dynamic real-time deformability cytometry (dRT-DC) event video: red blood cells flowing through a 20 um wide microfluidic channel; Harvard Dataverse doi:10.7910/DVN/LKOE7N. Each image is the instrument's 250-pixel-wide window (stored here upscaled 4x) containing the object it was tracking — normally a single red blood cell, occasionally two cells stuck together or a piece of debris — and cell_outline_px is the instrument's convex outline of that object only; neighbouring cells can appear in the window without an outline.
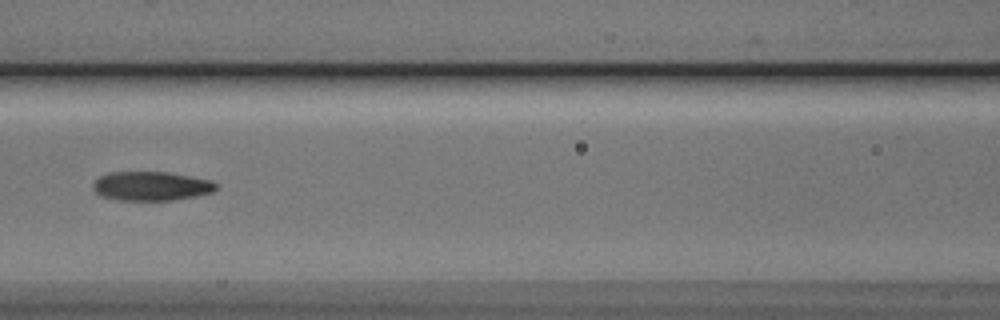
{"species": "Egyptian fruit bat (a non-hibernating species)", "species_latin": "Rousettus aegyptiacus", "temperature_condition": "cold", "stored_images_in_passage": 35, "camera_frame_rate_fps": 3000, "um_per_image_px": 0.085, "animal": {"sex": "male"}, "frame": {"image": 1, "passage_image": 10, "time_ms": 3.0, "image_size_px": [1000, 320], "cell_outline_px": [[216, 188], [212, 192], [196, 196], [172, 200], [116, 200], [100, 196], [92, 188], [92, 184], [100, 176], [108, 172], [168, 172], [208, 180], [216, 184]], "centroid_in_image_um": [12.79, 15.82], "position_along_channel_um": 153.8, "area_um2": 20.75}}
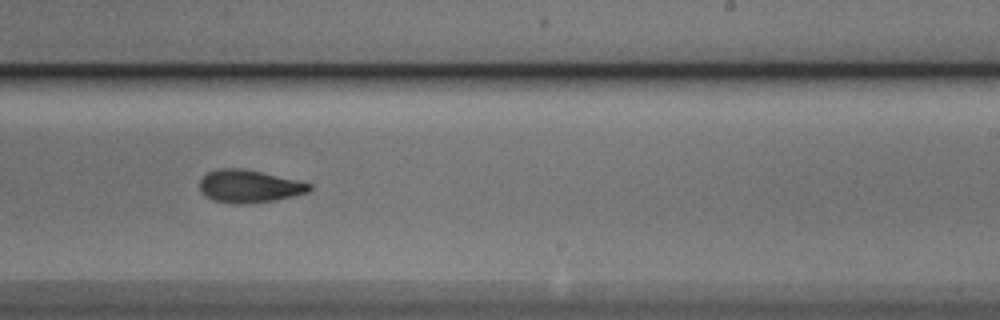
{"frame": {"image": 2, "passage_image": 19, "time_ms": 6.0, "image_size_px": [1000, 320], "cell_outline_px": [[312, 188], [308, 192], [276, 200], [244, 204], [236, 204], [212, 200], [204, 196], [200, 192], [200, 180], [208, 172], [220, 168], [240, 168], [260, 172], [296, 180], [312, 184]], "centroid_in_image_um": [21.15, 15.84], "position_along_channel_um": 267.9, "area_um2": 20.81}}
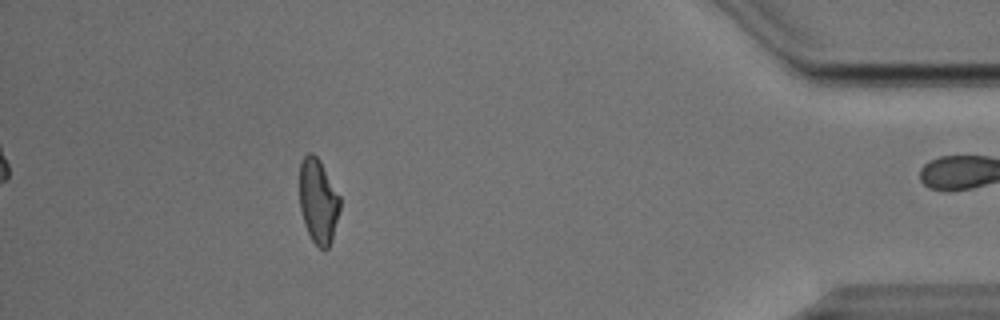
{"frame": {"image": 3, "passage_image": 34, "time_ms": 11.0, "image_size_px": [1000, 320], "cell_outline_px": [[340, 208], [332, 240], [328, 248], [320, 248], [312, 240], [304, 224], [300, 208], [300, 164], [304, 156], [308, 152], [312, 152], [316, 156], [340, 196]], "centroid_in_image_um": [27.04, 17.11], "position_along_channel_um": 408.2, "area_um2": 19.65}}